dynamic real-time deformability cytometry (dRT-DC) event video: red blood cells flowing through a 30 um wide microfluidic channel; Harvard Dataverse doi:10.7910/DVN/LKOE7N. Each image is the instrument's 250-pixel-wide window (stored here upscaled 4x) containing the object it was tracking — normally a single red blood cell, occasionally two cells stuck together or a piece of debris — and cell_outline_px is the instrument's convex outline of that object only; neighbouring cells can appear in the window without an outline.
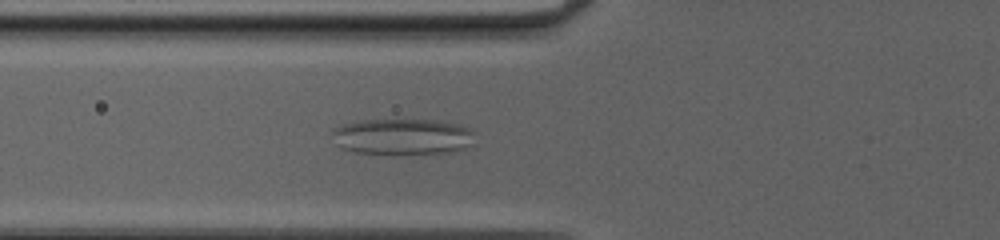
{"species": "common noctule bat (a hibernating species)", "species_latin": "Nyctalus noctula", "temperature_condition": "cold", "stored_images_in_passage": 29, "camera_frame_rate_fps": 3000, "um_per_image_px": 0.085, "animal": {"sex": "female", "body_mass_g": 20.0, "forearm_length_mm": 54.0}, "frame": {"image": 1, "passage_image": 7, "time_ms": 2.0, "image_size_px": [1000, 240], "cell_outline_px": [[476, 132], [472, 144], [464, 148], [452, 152], [400, 156], [396, 156], [356, 152], [340, 148], [336, 144], [332, 132], [332, 128], [340, 124], [364, 120], [436, 120], [456, 124], [468, 128]], "centroid_in_image_um": [34.2, 11.65], "position_along_channel_um": 91.6, "area_um2": 30.92}}
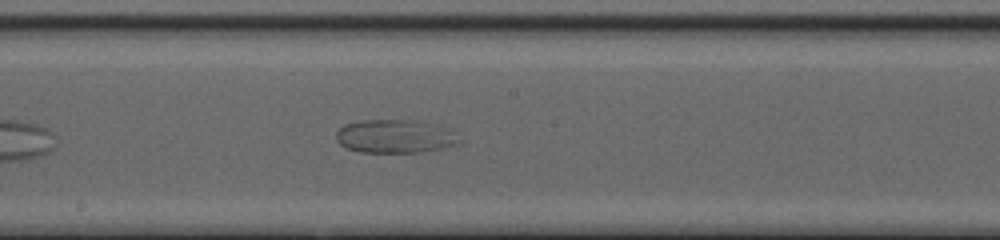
{"frame": {"image": 2, "passage_image": 16, "time_ms": 5.0, "image_size_px": [1000, 240], "cell_outline_px": [[460, 144], [420, 152], [360, 152], [344, 148], [336, 140], [336, 132], [344, 124], [360, 120], [408, 120], [432, 124], [452, 128], [460, 140]], "centroid_in_image_um": [33.57, 11.59], "position_along_channel_um": 214.6, "area_um2": 24.1}}
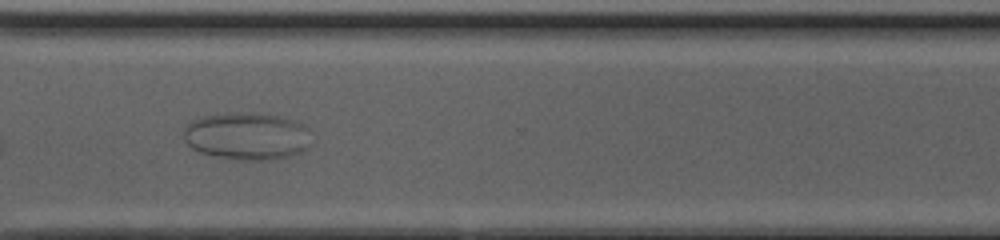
{"frame": {"image": 3, "passage_image": 26, "time_ms": 8.333, "image_size_px": [1000, 240], "cell_outline_px": [[308, 148], [300, 152], [288, 156], [268, 160], [236, 160], [216, 156], [200, 152], [192, 148], [184, 140], [184, 128], [192, 120], [204, 116], [280, 116], [296, 120], [304, 124], [308, 128]], "centroid_in_image_um": [21.0, 11.63], "position_along_channel_um": 349.6, "area_um2": 34.04}}